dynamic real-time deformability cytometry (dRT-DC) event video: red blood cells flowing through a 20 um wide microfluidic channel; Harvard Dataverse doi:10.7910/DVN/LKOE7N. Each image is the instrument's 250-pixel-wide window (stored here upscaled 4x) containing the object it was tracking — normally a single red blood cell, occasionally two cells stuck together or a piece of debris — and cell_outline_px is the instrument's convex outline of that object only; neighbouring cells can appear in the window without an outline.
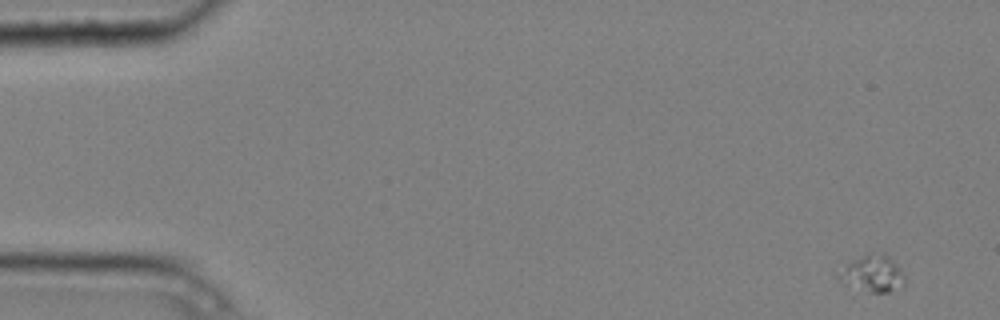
{"species": "common noctule bat (a hibernating species)", "species_latin": "Nyctalus noctula", "temperature_condition": "cold", "stored_images_in_passage": 4, "camera_frame_rate_fps": 3000, "um_per_image_px": 0.085, "animal": {"sex": "male", "body_mass_g": 20.4}, "frame": {"image": 1, "passage_image": 1, "time_ms": 0.0, "image_size_px": [1000, 320], "cell_outline_px": [[904, 284], [888, 292], [872, 292], [836, 280], [836, 276], [852, 260], [868, 252], [884, 252], [896, 264], [904, 276]], "centroid_in_image_um": [74.16, 23.22], "position_along_channel_um": 10.8, "area_um2": 13.76}}